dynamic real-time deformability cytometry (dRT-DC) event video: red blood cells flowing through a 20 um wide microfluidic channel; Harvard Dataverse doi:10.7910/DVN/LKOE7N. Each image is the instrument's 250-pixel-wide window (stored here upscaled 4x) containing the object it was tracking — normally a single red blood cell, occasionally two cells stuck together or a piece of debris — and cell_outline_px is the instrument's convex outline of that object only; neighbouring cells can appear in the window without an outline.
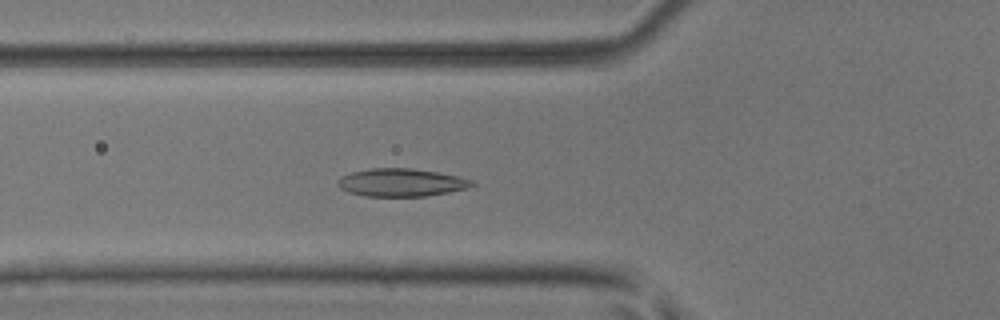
{"species": "common noctule bat (a hibernating species)", "species_latin": "Nyctalus noctula", "temperature_condition": "room temperature", "stored_images_in_passage": 53, "camera_frame_rate_fps": 3000, "um_per_image_px": 0.085, "animal": {"sex": "male", "body_mass_g": 17.9, "forearm_length_mm": 54.2}, "frame": {"image": 1, "passage_image": 20, "time_ms": 6.333, "image_size_px": [1000, 320], "cell_outline_px": [[476, 184], [468, 188], [428, 196], [364, 196], [348, 192], [340, 188], [336, 184], [336, 180], [340, 176], [352, 172], [372, 168], [412, 168], [460, 176], [472, 180]], "centroid_in_image_um": [34.09, 15.51], "position_along_channel_um": 91.7, "area_um2": 21.96}}
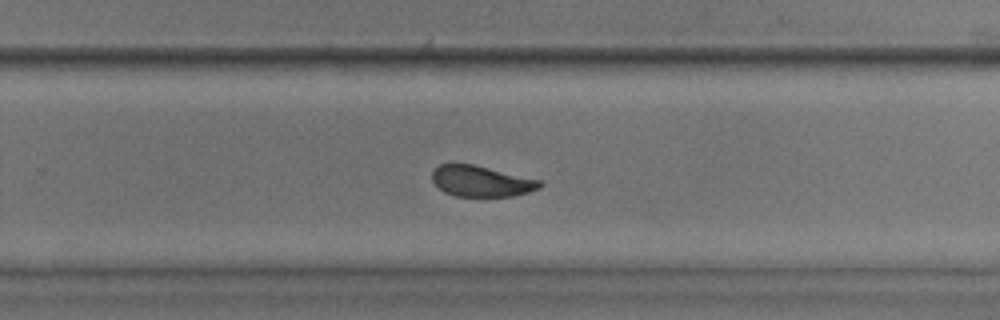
{"frame": {"image": 2, "passage_image": 35, "time_ms": 11.333, "image_size_px": [1000, 320], "cell_outline_px": [[544, 184], [540, 188], [528, 192], [512, 196], [456, 196], [444, 192], [432, 180], [432, 172], [440, 164], [472, 164], [540, 180]], "centroid_in_image_um": [40.91, 15.41], "position_along_channel_um": 288.9, "area_um2": 19.13}}
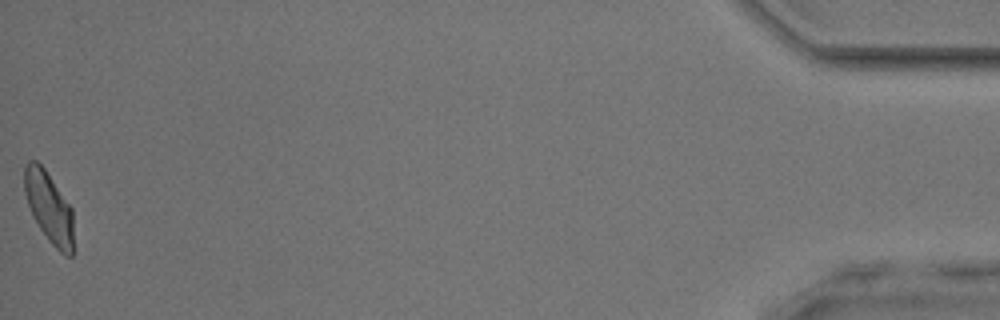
{"frame": {"image": 3, "passage_image": 53, "time_ms": 17.333, "image_size_px": [1000, 320], "cell_outline_px": [[72, 256], [64, 256], [48, 240], [32, 216], [24, 192], [24, 168], [28, 160], [36, 160], [44, 168], [72, 208]], "centroid_in_image_um": [4.14, 17.61], "position_along_channel_um": 431.1, "area_um2": 20.11}, "authors_computed_cell_mechanics": {"area_um2": 21.2126, "velocity_mm_per_s": 3.9578, "shape_relaxation_time_tau1_ms": 4.3987, "shape_relaxation_time_tau2_ms": 1.2968, "deformation_change_tau1": 0.1308, "deformation_change_tau2": 0.0657}}